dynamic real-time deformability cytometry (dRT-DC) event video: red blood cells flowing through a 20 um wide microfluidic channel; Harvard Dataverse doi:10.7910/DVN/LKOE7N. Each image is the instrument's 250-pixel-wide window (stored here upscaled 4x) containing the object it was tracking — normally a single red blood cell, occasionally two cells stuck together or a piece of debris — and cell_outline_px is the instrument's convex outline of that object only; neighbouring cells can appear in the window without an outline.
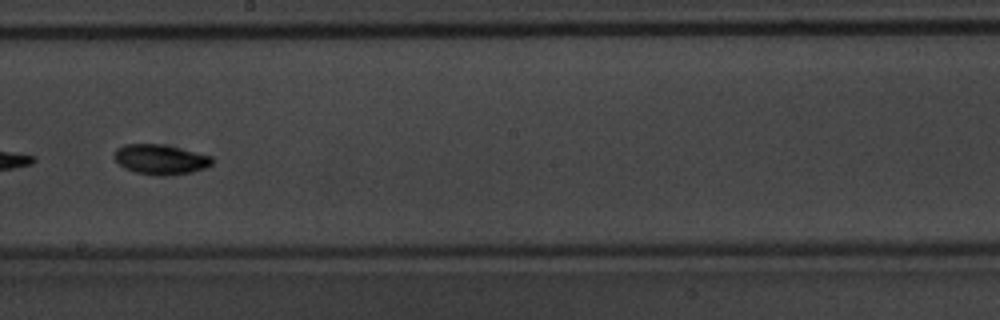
{"species": "common noctule bat (a hibernating species)", "species_latin": "Nyctalus noctula", "temperature_condition": "warm", "stored_images_in_passage": 38, "camera_frame_rate_fps": 3000, "um_per_image_px": 0.085, "animal": {"sex": "male", "body_mass_g": 20.1, "forearm_length_mm": 53.5}, "frame": {"image": 1, "passage_image": 17, "time_ms": 5.333, "image_size_px": [1000, 320], "cell_outline_px": [[212, 164], [208, 168], [192, 172], [160, 176], [156, 176], [136, 172], [124, 168], [116, 160], [116, 148], [124, 144], [160, 144], [212, 156]], "centroid_in_image_um": [13.66, 13.56], "position_along_channel_um": 234.5, "area_um2": 16.88}}
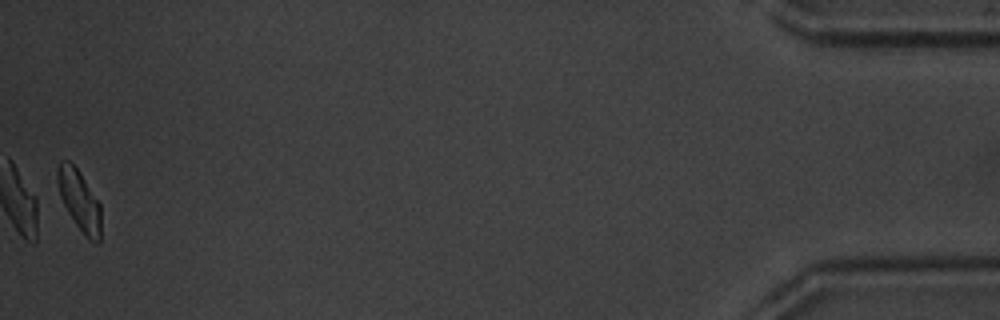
{"frame": {"image": 2, "passage_image": 38, "time_ms": 12.333, "image_size_px": [1000, 320], "cell_outline_px": [[100, 240], [96, 244], [88, 240], [84, 236], [68, 212], [60, 196], [56, 176], [56, 172], [60, 160], [68, 160], [80, 172], [100, 204]], "centroid_in_image_um": [6.74, 17.04], "position_along_channel_um": 428.5, "area_um2": 15.32}, "authors_computed_cell_mechanics": {"area_um2": 16.0684, "velocity_mm_per_s": 4.0078, "shape_relaxation_time_tau1_ms": 3.5988, "shape_relaxation_time_tau2_ms": 3.687, "deformation_change_tau1": 0.1676, "deformation_change_tau2": 0.0665}}